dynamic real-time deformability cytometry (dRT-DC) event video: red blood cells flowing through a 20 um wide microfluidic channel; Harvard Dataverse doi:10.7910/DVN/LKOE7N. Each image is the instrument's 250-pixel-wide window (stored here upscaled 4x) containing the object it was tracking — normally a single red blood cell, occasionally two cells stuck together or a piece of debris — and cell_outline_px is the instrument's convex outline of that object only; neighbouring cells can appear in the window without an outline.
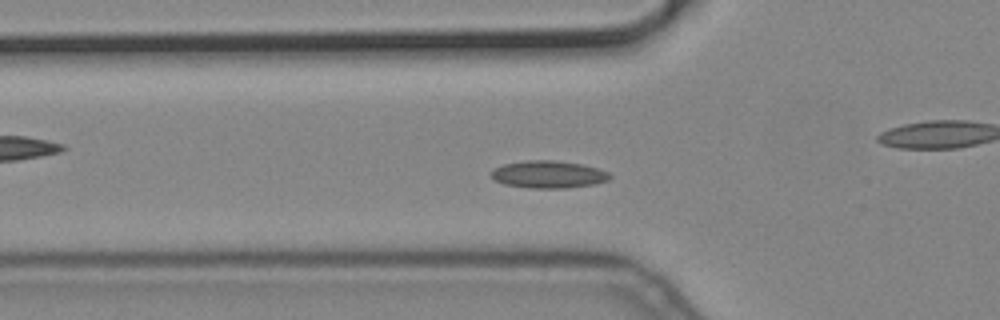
{"species": "common noctule bat (a hibernating species)", "species_latin": "Nyctalus noctula", "temperature_condition": "cold", "stored_images_in_passage": 53, "camera_frame_rate_fps": 3000, "um_per_image_px": 0.085, "animal": {"sex": "male", "body_mass_g": 19.2, "forearm_length_mm": 51.8}, "frame": {"image": 1, "passage_image": 15, "time_ms": 4.667, "image_size_px": [1000, 320], "cell_outline_px": [[612, 176], [608, 180], [596, 184], [564, 188], [532, 188], [504, 184], [496, 180], [492, 176], [492, 168], [504, 164], [528, 160], [552, 160], [580, 164], [596, 168], [608, 172]], "centroid_in_image_um": [46.62, 14.82], "position_along_channel_um": 79.2, "area_um2": 18.73}}
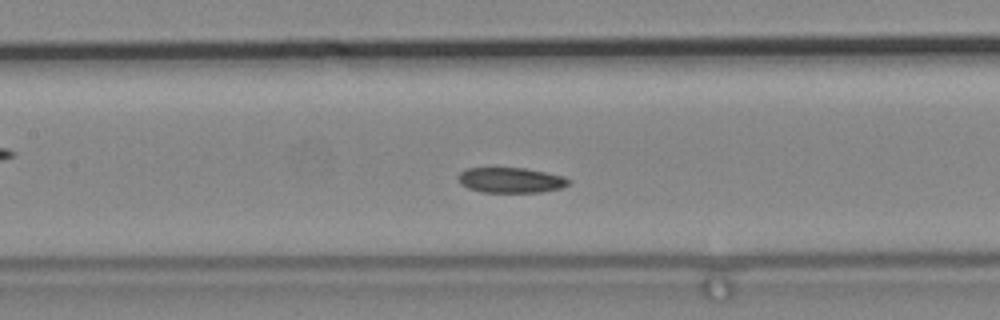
{"frame": {"image": 2, "passage_image": 22, "time_ms": 7.0, "image_size_px": [1000, 320], "cell_outline_px": [[572, 180], [568, 184], [560, 188], [540, 192], [480, 192], [468, 188], [460, 184], [456, 176], [464, 168], [524, 168], [564, 176]], "centroid_in_image_um": [43.37, 15.31], "position_along_channel_um": 164.0, "area_um2": 16.36}}
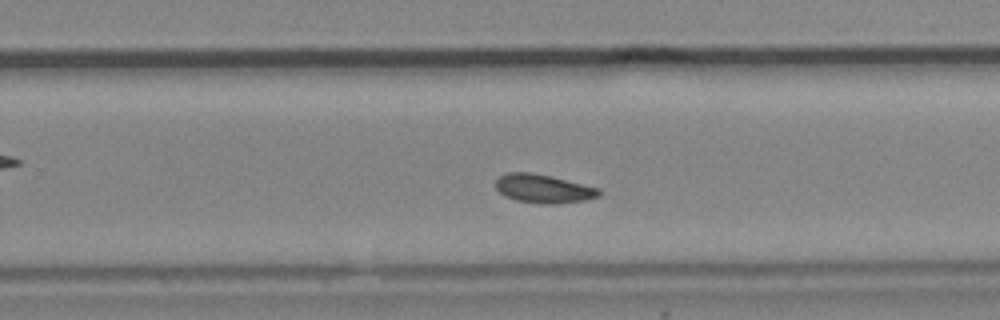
{"frame": {"image": 3, "passage_image": 32, "time_ms": 10.333, "image_size_px": [1000, 320], "cell_outline_px": [[600, 196], [584, 200], [560, 204], [540, 204], [516, 200], [504, 196], [496, 188], [496, 180], [504, 172], [532, 172], [552, 176], [600, 188]], "centroid_in_image_um": [46.19, 16.03], "position_along_channel_um": 283.6, "area_um2": 17.46}}